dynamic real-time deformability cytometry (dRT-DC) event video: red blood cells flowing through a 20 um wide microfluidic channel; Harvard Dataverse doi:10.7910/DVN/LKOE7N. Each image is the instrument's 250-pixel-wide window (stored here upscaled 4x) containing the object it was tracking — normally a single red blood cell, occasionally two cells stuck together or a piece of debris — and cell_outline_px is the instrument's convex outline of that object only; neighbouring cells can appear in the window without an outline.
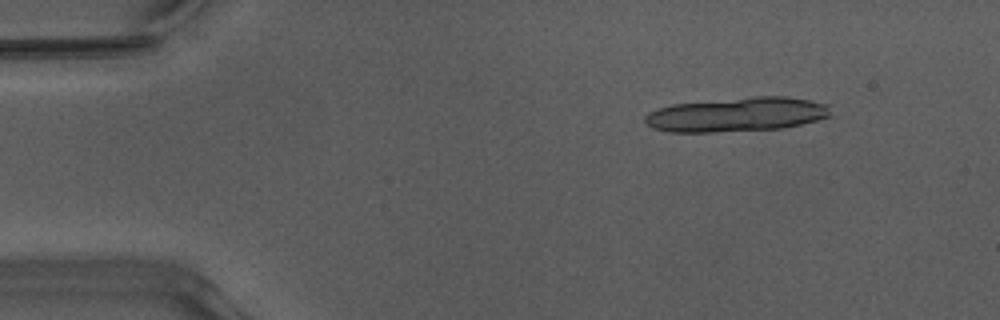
{"species": "Egyptian fruit bat (a non-hibernating species)", "species_latin": "Rousettus aegyptiacus", "temperature_condition": "warm", "stored_images_in_passage": 27, "camera_frame_rate_fps": 3000, "um_per_image_px": 0.085, "animal": {"sex": "male"}, "frame": {"image": 1, "passage_image": 5, "time_ms": 1.333, "image_size_px": [1000, 320], "cell_outline_px": [[824, 116], [812, 120], [796, 124], [772, 128], [692, 132], [688, 132], [660, 128], [652, 124], [656, 112], [664, 108], [684, 104], [744, 100], [804, 100], [816, 104]], "centroid_in_image_um": [62.56, 9.8], "position_along_channel_um": 22.4, "area_um2": 30.87}}